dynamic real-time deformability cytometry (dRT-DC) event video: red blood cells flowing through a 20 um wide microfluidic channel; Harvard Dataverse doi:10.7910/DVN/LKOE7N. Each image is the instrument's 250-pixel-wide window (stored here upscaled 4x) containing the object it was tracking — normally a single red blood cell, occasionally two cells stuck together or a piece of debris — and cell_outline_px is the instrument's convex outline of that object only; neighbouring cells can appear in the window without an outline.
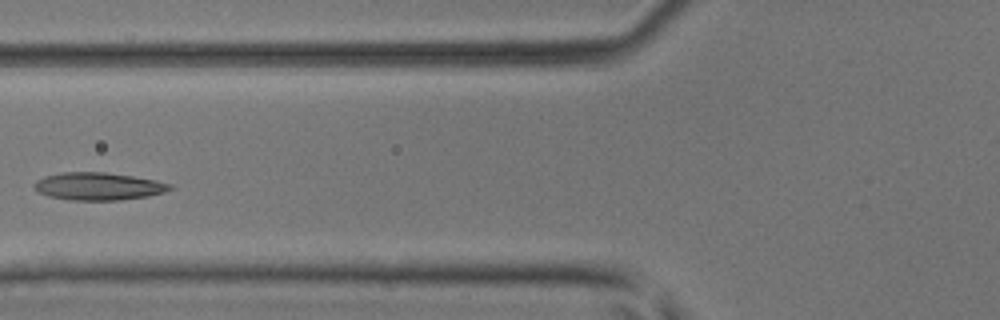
{"species": "common noctule bat (a hibernating species)", "species_latin": "Nyctalus noctula", "temperature_condition": "room temperature", "stored_images_in_passage": 6, "camera_frame_rate_fps": 3000, "um_per_image_px": 0.085, "animal": {"sex": "male", "body_mass_g": 17.9, "forearm_length_mm": 54.2}, "frame": {"image": 1, "passage_image": 5, "time_ms": 4.667, "image_size_px": [1000, 320], "cell_outline_px": [[172, 188], [164, 192], [148, 196], [120, 200], [72, 200], [48, 196], [40, 192], [32, 184], [36, 180], [44, 176], [60, 172], [104, 172], [132, 176], [156, 180], [172, 184]], "centroid_in_image_um": [8.35, 15.83], "position_along_channel_um": 117.4, "area_um2": 21.79}}
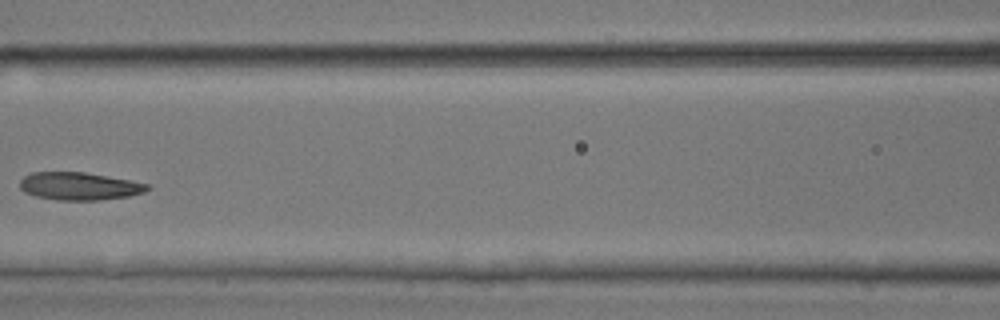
{"frame": {"image": 2, "passage_image": 6, "time_ms": 5.667, "image_size_px": [1000, 320], "cell_outline_px": [[152, 188], [144, 192], [128, 196], [100, 200], [56, 200], [36, 196], [24, 192], [20, 188], [20, 180], [24, 176], [32, 172], [84, 172], [128, 180], [148, 184]], "centroid_in_image_um": [6.72, 15.83], "position_along_channel_um": 159.9, "area_um2": 20.52}}